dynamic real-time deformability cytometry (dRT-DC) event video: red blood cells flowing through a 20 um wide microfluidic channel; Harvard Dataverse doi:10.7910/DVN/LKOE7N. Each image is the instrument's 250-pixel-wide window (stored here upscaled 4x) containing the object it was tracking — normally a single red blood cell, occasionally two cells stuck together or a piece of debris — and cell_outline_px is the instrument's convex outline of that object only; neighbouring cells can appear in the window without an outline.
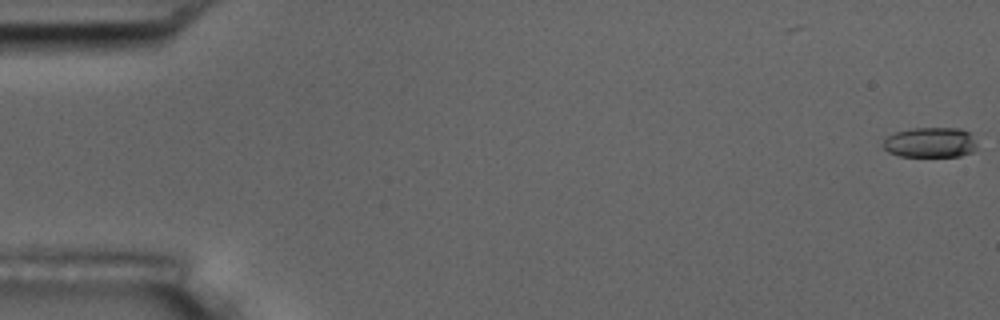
{"species": "common noctule bat (a hibernating species)", "species_latin": "Nyctalus noctula", "temperature_condition": "room temperature", "stored_images_in_passage": 8, "camera_frame_rate_fps": 3000, "um_per_image_px": 0.085, "animal": {"sex": "male", "body_mass_g": 17.5, "forearm_length_mm": 52.3}, "frame": {"image": 1, "passage_image": 1, "time_ms": 0.0, "image_size_px": [1000, 320], "cell_outline_px": [[976, 148], [972, 152], [960, 156], [900, 156], [888, 152], [884, 148], [884, 140], [888, 136], [896, 132], [912, 128], [960, 128], [968, 132], [976, 144]], "centroid_in_image_um": [79.07, 12.11], "position_along_channel_um": 5.9, "area_um2": 16.36}}
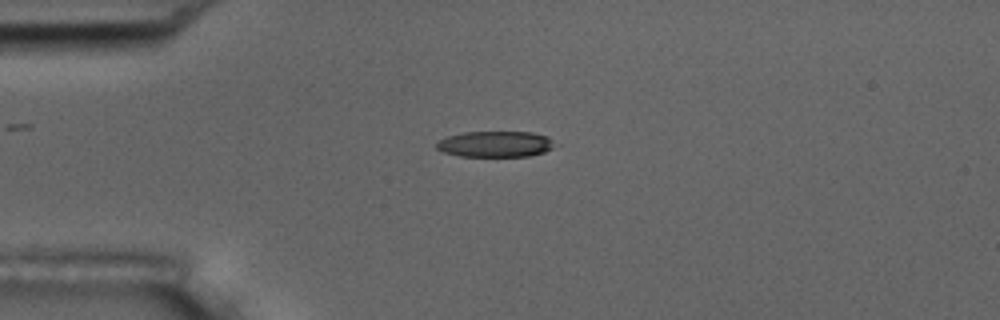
{"frame": {"image": 2, "passage_image": 4, "time_ms": 4.667, "image_size_px": [1000, 320], "cell_outline_px": [[560, 144], [544, 152], [528, 156], [460, 156], [444, 152], [436, 148], [436, 144], [440, 140], [448, 136], [464, 132], [532, 132], [548, 136]], "centroid_in_image_um": [42.18, 12.24], "position_along_channel_um": 42.8, "area_um2": 17.98}}
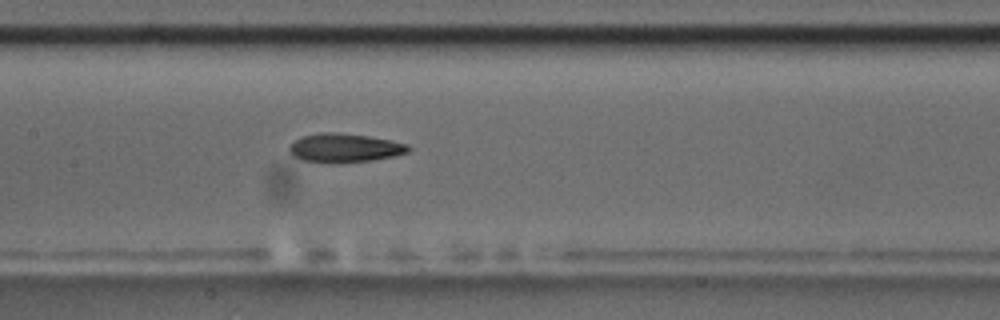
{"frame": {"image": 3, "passage_image": 8, "time_ms": 9.0, "image_size_px": [1000, 320], "cell_outline_px": [[412, 148], [408, 152], [396, 156], [372, 160], [336, 164], [332, 164], [304, 160], [292, 156], [288, 152], [288, 148], [300, 136], [320, 132], [332, 132], [368, 136], [408, 144]], "centroid_in_image_um": [29.28, 12.59], "position_along_channel_um": 178.1, "area_um2": 20.23}}